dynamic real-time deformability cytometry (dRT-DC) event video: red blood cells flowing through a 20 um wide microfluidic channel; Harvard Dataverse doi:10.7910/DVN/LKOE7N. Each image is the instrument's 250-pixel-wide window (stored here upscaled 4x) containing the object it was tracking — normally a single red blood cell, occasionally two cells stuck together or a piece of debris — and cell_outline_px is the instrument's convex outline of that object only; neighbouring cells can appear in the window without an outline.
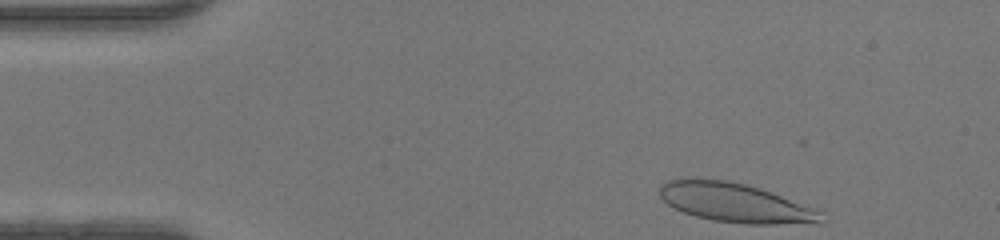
{"species": "human", "species_latin": "Homo sapiens", "temperature_condition": "warm", "stored_images_in_passage": 42, "camera_frame_rate_fps": 3000, "um_per_image_px": 0.085, "donor": {"sex": "female"}, "frame": {"image": 1, "passage_image": 1, "time_ms": 0.0, "image_size_px": [1000, 240], "cell_outline_px": [[828, 220], [820, 224], [748, 224], [712, 220], [696, 216], [684, 212], [668, 204], [660, 196], [660, 184], [668, 180], [684, 176], [728, 180], [760, 188], [812, 208], [820, 212]], "centroid_in_image_um": [62.48, 17.22], "position_along_channel_um": 22.5, "area_um2": 37.22}}
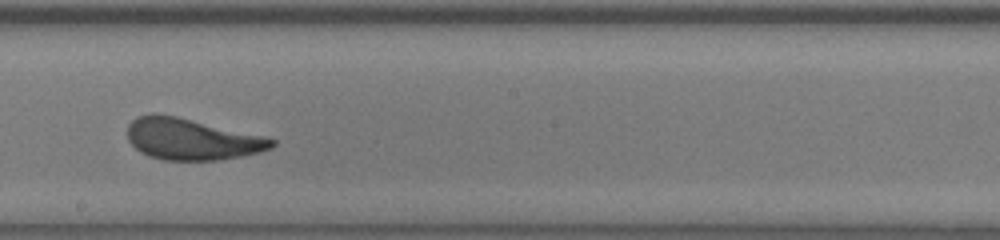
{"frame": {"image": 2, "passage_image": 21, "time_ms": 6.667, "image_size_px": [1000, 240], "cell_outline_px": [[276, 144], [272, 148], [260, 152], [220, 160], [164, 160], [148, 156], [140, 152], [128, 140], [128, 124], [136, 116], [152, 112], [156, 112], [176, 116], [260, 136], [276, 140]], "centroid_in_image_um": [16.22, 11.82], "position_along_channel_um": 232.0, "area_um2": 34.62}}
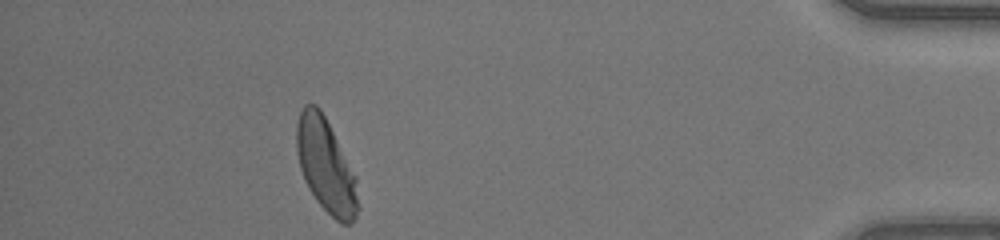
{"frame": {"image": 3, "passage_image": 37, "time_ms": 12.0, "image_size_px": [1000, 240], "cell_outline_px": [[360, 208], [352, 224], [340, 224], [316, 200], [308, 188], [304, 180], [300, 168], [296, 152], [296, 124], [300, 112], [304, 104], [316, 104], [320, 108], [356, 176]], "centroid_in_image_um": [27.7, 14.11], "position_along_channel_um": 407.5, "area_um2": 33.76}, "authors_computed_cell_mechanics": {"area_um2": 35.4025, "velocity_mm_per_s": 4.3786, "shape_relaxation_time_tau1_ms": 4.2128, "shape_relaxation_time_tau2_ms": null, "deformation_change_tau1": 0.2041, "deformation_change_tau2": null}}